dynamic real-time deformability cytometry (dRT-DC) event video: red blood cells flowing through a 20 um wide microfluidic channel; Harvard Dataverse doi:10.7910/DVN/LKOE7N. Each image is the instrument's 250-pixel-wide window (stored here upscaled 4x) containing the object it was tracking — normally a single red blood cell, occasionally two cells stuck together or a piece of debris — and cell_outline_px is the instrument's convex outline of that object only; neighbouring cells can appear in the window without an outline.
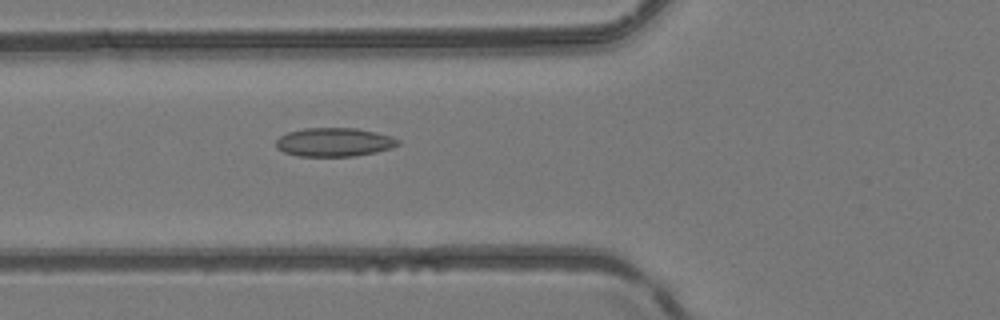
{"species": "common noctule bat (a hibernating species)", "species_latin": "Nyctalus noctula", "temperature_condition": "room temperature", "stored_images_in_passage": 50, "camera_frame_rate_fps": 3000, "um_per_image_px": 0.085, "animal": {"sex": "female", "body_mass_g": 24.6, "forearm_length_mm": 56.2}, "frame": {"image": 1, "passage_image": 19, "time_ms": 6.0, "image_size_px": [1000, 320], "cell_outline_px": [[400, 144], [392, 148], [376, 152], [352, 156], [300, 156], [284, 152], [276, 148], [276, 140], [280, 136], [288, 132], [304, 128], [356, 128], [376, 132], [392, 136], [400, 140]], "centroid_in_image_um": [28.42, 12.08], "position_along_channel_um": 97.4, "area_um2": 20.46}}
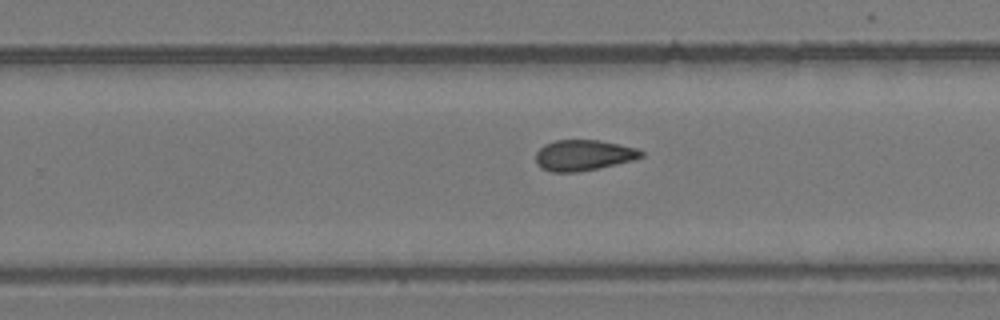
{"frame": {"image": 2, "passage_image": 32, "time_ms": 10.333, "image_size_px": [1000, 320], "cell_outline_px": [[644, 156], [632, 160], [596, 168], [576, 172], [552, 172], [540, 168], [536, 164], [536, 152], [544, 144], [556, 140], [600, 140], [636, 148], [644, 152]], "centroid_in_image_um": [49.56, 13.19], "position_along_channel_um": 280.2, "area_um2": 18.79}}
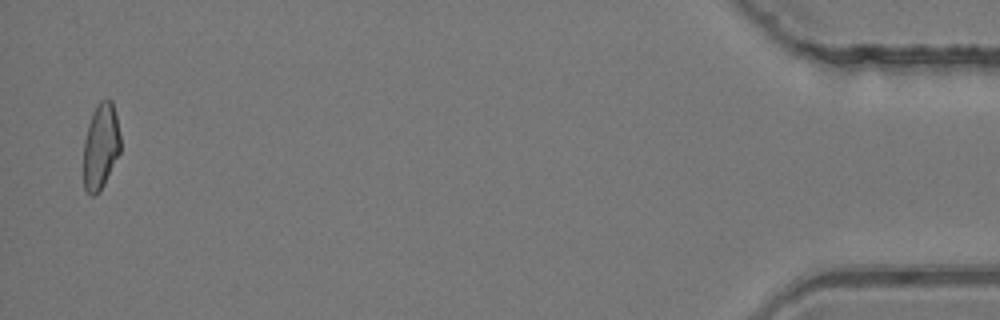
{"frame": {"image": 3, "passage_image": 49, "time_ms": 16.0, "image_size_px": [1000, 320], "cell_outline_px": [[120, 152], [100, 192], [92, 196], [84, 188], [84, 140], [88, 124], [92, 112], [96, 104], [100, 100], [112, 100], [116, 116], [120, 136]], "centroid_in_image_um": [8.56, 12.43], "position_along_channel_um": 426.6, "area_um2": 18.44}, "authors_computed_cell_mechanics": {"area_um2": 19.3052, "velocity_mm_per_s": 4.207, "shape_relaxation_time_tau1_ms": null, "shape_relaxation_time_tau2_ms": 5.0717, "deformation_change_tau1": null, "deformation_change_tau2": 0.1125}}